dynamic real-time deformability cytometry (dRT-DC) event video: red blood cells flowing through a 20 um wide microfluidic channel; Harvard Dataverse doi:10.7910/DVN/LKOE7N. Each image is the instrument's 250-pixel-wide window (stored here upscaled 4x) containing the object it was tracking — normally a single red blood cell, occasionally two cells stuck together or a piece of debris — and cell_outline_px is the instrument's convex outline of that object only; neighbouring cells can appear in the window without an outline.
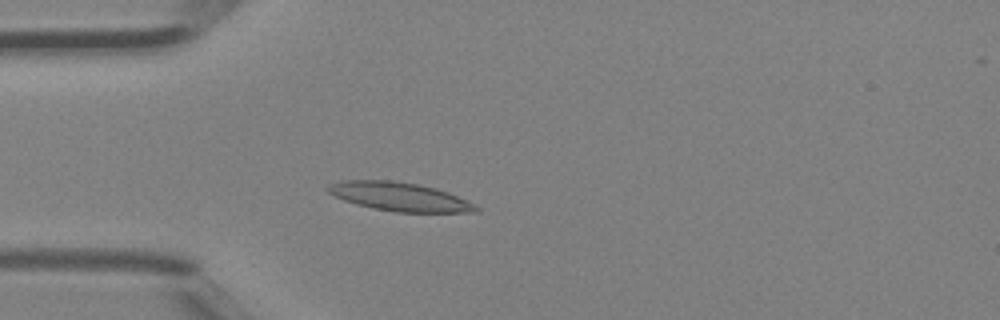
{"species": "Egyptian fruit bat (a non-hibernating species)", "species_latin": "Rousettus aegyptiacus", "temperature_condition": "room temperature", "stored_images_in_passage": 3, "camera_frame_rate_fps": 3000, "um_per_image_px": 0.085, "animal": {"sex": "female"}, "frame": {"image": 1, "passage_image": 3, "time_ms": 0.667, "image_size_px": [1000, 320], "cell_outline_px": [[480, 212], [396, 212], [372, 208], [356, 204], [344, 200], [328, 192], [324, 188], [328, 184], [340, 180], [392, 180], [416, 184], [436, 188], [448, 192], [480, 208]], "centroid_in_image_um": [33.9, 16.71], "position_along_channel_um": 51.1, "area_um2": 24.62}}